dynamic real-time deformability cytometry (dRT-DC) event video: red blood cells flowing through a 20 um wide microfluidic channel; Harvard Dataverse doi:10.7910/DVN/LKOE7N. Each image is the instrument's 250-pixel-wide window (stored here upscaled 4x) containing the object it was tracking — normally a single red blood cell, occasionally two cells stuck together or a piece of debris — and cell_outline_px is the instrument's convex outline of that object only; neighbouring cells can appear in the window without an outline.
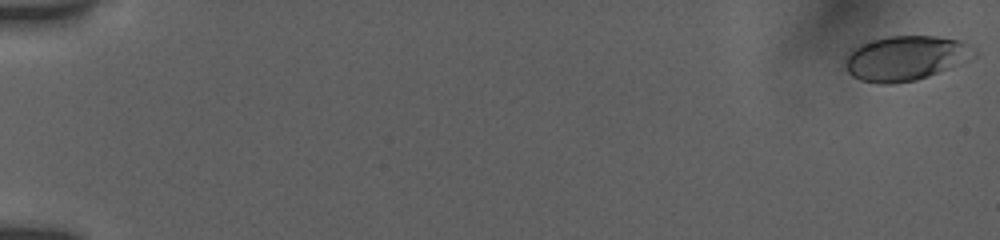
{"species": "human", "species_latin": "Homo sapiens", "temperature_condition": "room temperature", "stored_images_in_passage": 30, "camera_frame_rate_fps": 3000, "um_per_image_px": 0.085, "donor": {"sex": "female"}, "frame": {"image": 1, "passage_image": 1, "time_ms": 0.0, "image_size_px": [1000, 240], "cell_outline_px": [[976, 56], [960, 64], [928, 76], [916, 80], [892, 84], [880, 84], [860, 80], [852, 76], [848, 72], [844, 64], [848, 52], [860, 44], [872, 40], [888, 36], [932, 36], [960, 40], [968, 44], [976, 52]], "centroid_in_image_um": [76.96, 4.95], "position_along_channel_um": 8.0, "area_um2": 33.64}}
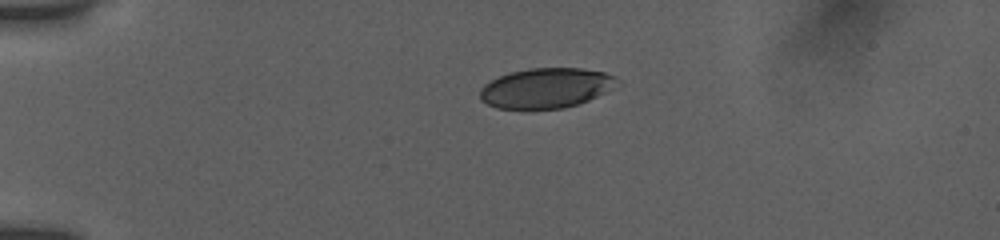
{"frame": {"image": 2, "passage_image": 21, "time_ms": 4.333, "image_size_px": [1000, 240], "cell_outline_px": [[620, 84], [588, 100], [564, 108], [496, 108], [480, 100], [480, 88], [484, 84], [500, 76], [512, 72], [532, 68], [580, 68], [604, 72], [616, 76], [620, 80]], "centroid_in_image_um": [46.43, 7.47], "position_along_channel_um": 38.6, "area_um2": 31.73}}